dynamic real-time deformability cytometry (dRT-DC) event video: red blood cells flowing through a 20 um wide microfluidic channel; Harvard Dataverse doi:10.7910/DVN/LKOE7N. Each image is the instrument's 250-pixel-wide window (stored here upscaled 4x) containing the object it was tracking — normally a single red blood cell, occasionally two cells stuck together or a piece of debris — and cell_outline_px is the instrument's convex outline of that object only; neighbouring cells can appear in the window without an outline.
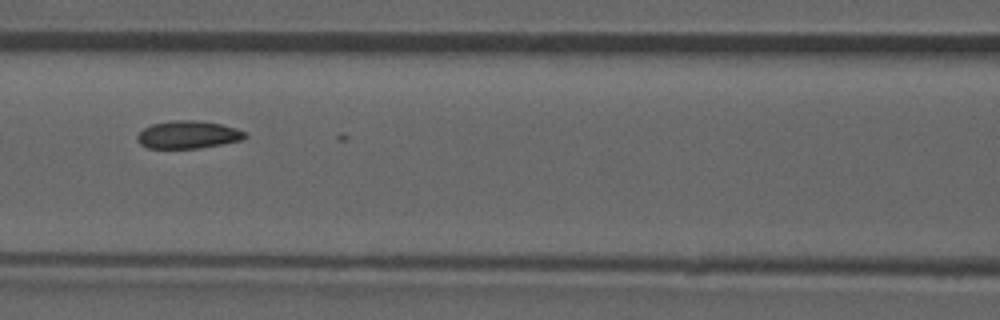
{"species": "common noctule bat (a hibernating species)", "species_latin": "Nyctalus noctula", "temperature_condition": "room temperature", "stored_images_in_passage": 28, "camera_frame_rate_fps": 3000, "um_per_image_px": 0.085, "animal": {"sex": "male", "forearm_length_mm": 52.5}, "frame": {"image": 1, "passage_image": 23, "time_ms": 7.333, "image_size_px": [1000, 320], "cell_outline_px": [[248, 136], [244, 140], [200, 148], [148, 148], [140, 144], [136, 140], [136, 136], [144, 128], [152, 124], [172, 120], [192, 120], [220, 124], [236, 128], [244, 132]], "centroid_in_image_um": [15.98, 11.45], "position_along_channel_um": 150.6, "area_um2": 17.4}}